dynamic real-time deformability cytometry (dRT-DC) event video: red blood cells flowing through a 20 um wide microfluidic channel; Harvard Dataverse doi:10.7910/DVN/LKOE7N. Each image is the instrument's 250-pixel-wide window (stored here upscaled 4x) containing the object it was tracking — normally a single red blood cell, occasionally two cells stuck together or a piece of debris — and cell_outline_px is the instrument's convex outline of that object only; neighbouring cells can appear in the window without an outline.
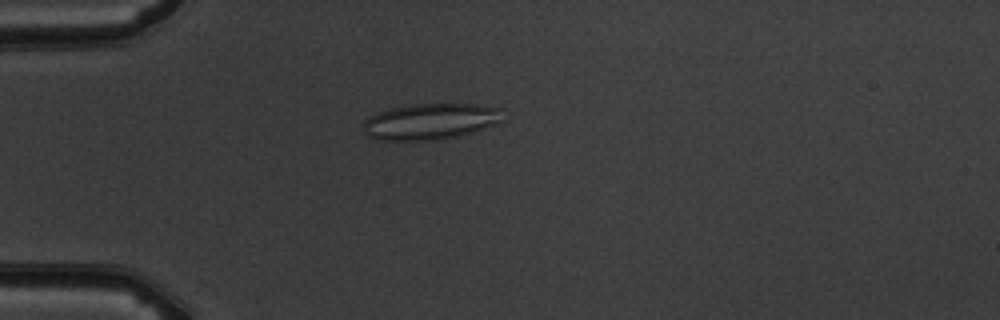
{"species": "common noctule bat (a hibernating species)", "species_latin": "Nyctalus noctula", "temperature_condition": "warm", "stored_images_in_passage": 2, "camera_frame_rate_fps": 3000, "um_per_image_px": 0.085, "animal": {"sex": "male", "body_mass_g": 19.5, "forearm_length_mm": 54.6}, "frame": {"image": 1, "passage_image": 2, "time_ms": 1.0, "image_size_px": [1000, 320], "cell_outline_px": [[504, 120], [500, 124], [472, 132], [456, 136], [436, 140], [380, 140], [368, 136], [364, 132], [364, 120], [368, 116], [388, 108], [412, 104], [476, 104], [504, 108]], "centroid_in_image_um": [36.65, 10.31], "position_along_channel_um": 48.4, "area_um2": 29.82}}